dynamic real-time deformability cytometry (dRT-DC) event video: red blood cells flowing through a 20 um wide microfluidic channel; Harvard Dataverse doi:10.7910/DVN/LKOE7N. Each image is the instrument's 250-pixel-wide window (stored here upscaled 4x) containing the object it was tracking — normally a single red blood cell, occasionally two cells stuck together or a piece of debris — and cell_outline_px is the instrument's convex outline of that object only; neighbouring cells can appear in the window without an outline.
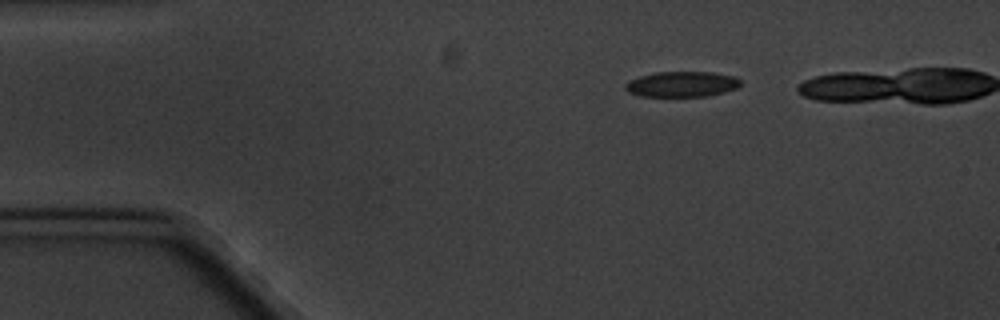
{"species": "common noctule bat (a hibernating species)", "species_latin": "Nyctalus noctula", "temperature_condition": "cold", "stored_images_in_passage": 4, "camera_frame_rate_fps": 3000, "um_per_image_px": 0.085, "animal": {"sex": "male", "body_mass_g": 20.1, "forearm_length_mm": 53.5}, "frame": {"image": 1, "passage_image": 1, "time_ms": 0.0, "image_size_px": [1000, 320], "cell_outline_px": [[740, 84], [736, 88], [724, 92], [704, 96], [640, 96], [628, 92], [624, 88], [624, 84], [628, 80], [640, 76], [656, 72], [712, 72], [732, 76], [740, 80]], "centroid_in_image_um": [57.9, 7.15], "position_along_channel_um": 27.1, "area_um2": 16.99}}